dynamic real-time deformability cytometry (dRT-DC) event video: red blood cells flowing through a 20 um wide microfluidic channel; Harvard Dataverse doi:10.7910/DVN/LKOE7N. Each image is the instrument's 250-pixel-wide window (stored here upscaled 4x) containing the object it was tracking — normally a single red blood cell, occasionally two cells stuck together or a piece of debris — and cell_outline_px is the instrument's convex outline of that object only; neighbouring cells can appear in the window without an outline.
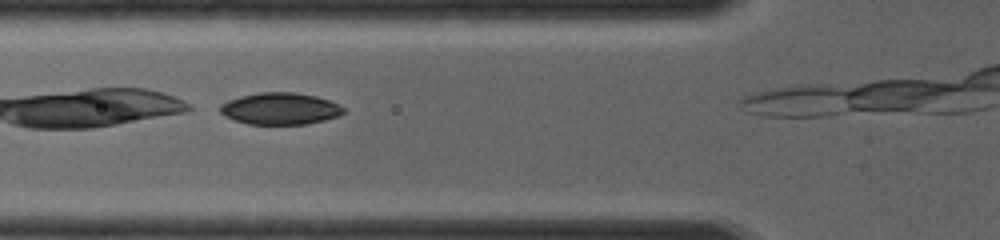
{"species": "common noctule bat (a hibernating species)", "species_latin": "Nyctalus noctula", "temperature_condition": "room temperature", "stored_images_in_passage": 7, "camera_frame_rate_fps": 4000, "um_per_image_px": 0.085, "animal": {"sex": "female", "body_mass_g": 19.0, "forearm_length_mm": 56.7}, "frame": {"image": 1, "passage_image": 4, "time_ms": 0.75, "image_size_px": [1000, 240], "cell_outline_px": [[344, 112], [336, 116], [324, 120], [304, 124], [248, 124], [236, 120], [220, 112], [220, 104], [228, 100], [260, 92], [292, 92], [316, 96], [328, 100], [344, 108]], "centroid_in_image_um": [23.81, 9.23], "position_along_channel_um": 102.0, "area_um2": 22.43}}